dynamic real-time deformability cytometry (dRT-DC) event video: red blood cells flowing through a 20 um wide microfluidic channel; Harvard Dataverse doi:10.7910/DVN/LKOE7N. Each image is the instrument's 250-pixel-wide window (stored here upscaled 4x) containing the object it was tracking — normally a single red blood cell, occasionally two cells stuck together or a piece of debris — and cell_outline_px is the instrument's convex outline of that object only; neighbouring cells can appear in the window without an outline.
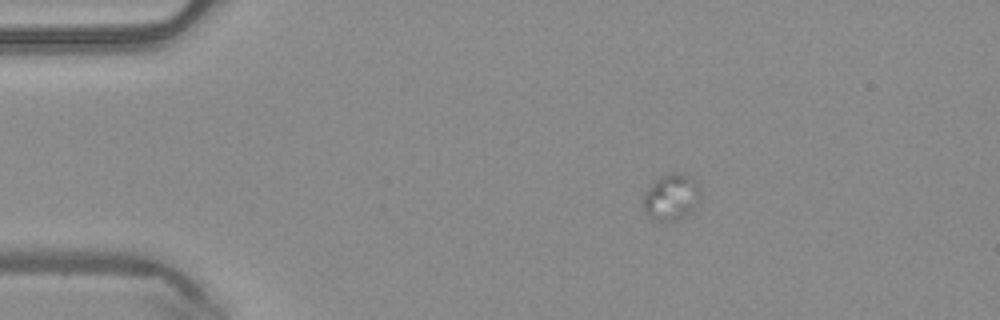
{"species": "common noctule bat (a hibernating species)", "species_latin": "Nyctalus noctula", "temperature_condition": "warm", "stored_images_in_passage": 5, "camera_frame_rate_fps": 3000, "um_per_image_px": 0.085, "animal": {"sex": "male", "body_mass_g": 20.4}, "frame": {"image": 1, "passage_image": 1, "time_ms": 0.0, "image_size_px": [1000, 320], "cell_outline_px": [[700, 200], [680, 220], [652, 220], [644, 212], [644, 192], [660, 176], [672, 172], [680, 172], [696, 180], [700, 192]], "centroid_in_image_um": [57.05, 16.74], "position_along_channel_um": 28.0, "area_um2": 15.32}}
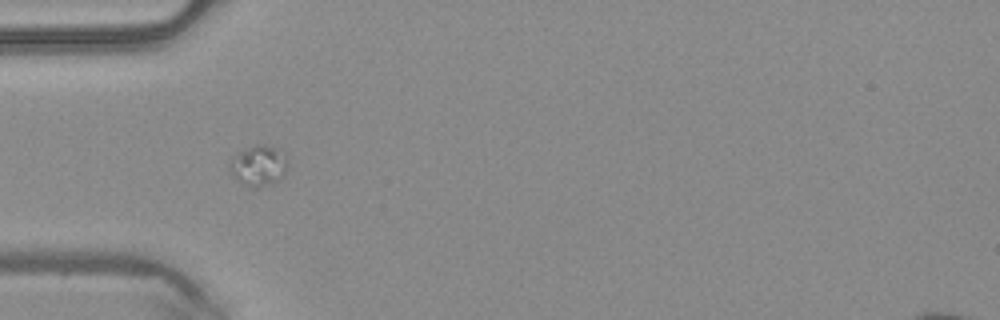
{"frame": {"image": 2, "passage_image": 3, "time_ms": 0.667, "image_size_px": [1000, 320], "cell_outline_px": [[288, 164], [284, 176], [280, 180], [272, 184], [260, 188], [252, 188], [236, 180], [228, 168], [228, 160], [236, 152], [260, 144], [264, 144], [276, 148], [284, 152], [288, 160]], "centroid_in_image_um": [21.97, 14.1], "position_along_channel_um": 63.0, "area_um2": 14.22}}
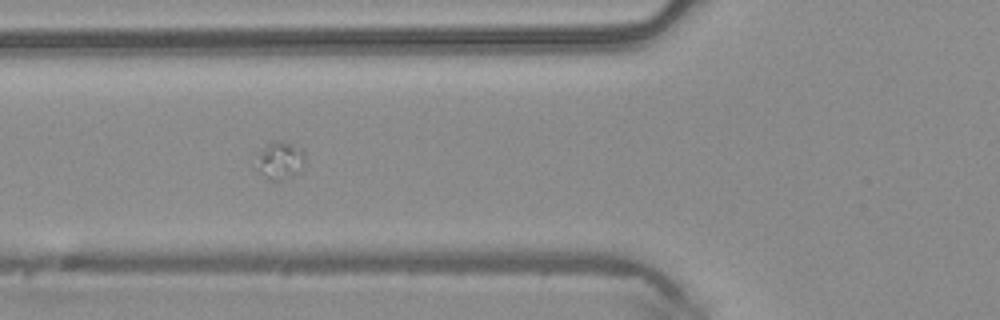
{"frame": {"image": 3, "passage_image": 4, "time_ms": 1.0, "image_size_px": [1000, 320], "cell_outline_px": [[304, 164], [300, 172], [276, 184], [252, 168], [252, 152], [272, 140], [280, 140], [300, 148], [304, 152]], "centroid_in_image_um": [23.63, 13.65], "position_along_channel_um": 102.2, "area_um2": 11.91}}